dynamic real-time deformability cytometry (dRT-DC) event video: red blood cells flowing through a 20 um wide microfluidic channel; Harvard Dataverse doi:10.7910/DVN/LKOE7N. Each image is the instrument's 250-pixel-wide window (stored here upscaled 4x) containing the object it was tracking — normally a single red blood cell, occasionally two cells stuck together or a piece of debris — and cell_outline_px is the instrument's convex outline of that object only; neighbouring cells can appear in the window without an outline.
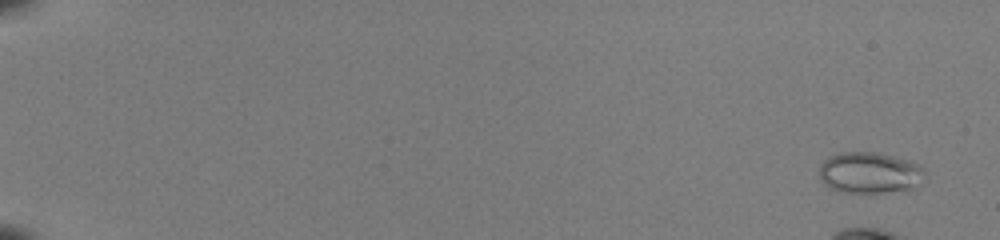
{"species": "common noctule bat (a hibernating species)", "species_latin": "Nyctalus noctula", "temperature_condition": "room temperature", "stored_images_in_passage": 12, "camera_frame_rate_fps": 3000, "um_per_image_px": 0.085, "animal": {"sex": "female", "body_mass_g": 22.0, "forearm_length_mm": 56.7}, "frame": {"image": 1, "passage_image": 3, "time_ms": 0.667, "image_size_px": [1000, 240], "cell_outline_px": [[924, 180], [920, 188], [908, 192], [840, 192], [828, 188], [820, 180], [820, 164], [828, 156], [840, 152], [880, 152], [908, 160], [920, 164], [924, 168]], "centroid_in_image_um": [73.99, 14.7], "position_along_channel_um": 11.0, "area_um2": 26.3}}